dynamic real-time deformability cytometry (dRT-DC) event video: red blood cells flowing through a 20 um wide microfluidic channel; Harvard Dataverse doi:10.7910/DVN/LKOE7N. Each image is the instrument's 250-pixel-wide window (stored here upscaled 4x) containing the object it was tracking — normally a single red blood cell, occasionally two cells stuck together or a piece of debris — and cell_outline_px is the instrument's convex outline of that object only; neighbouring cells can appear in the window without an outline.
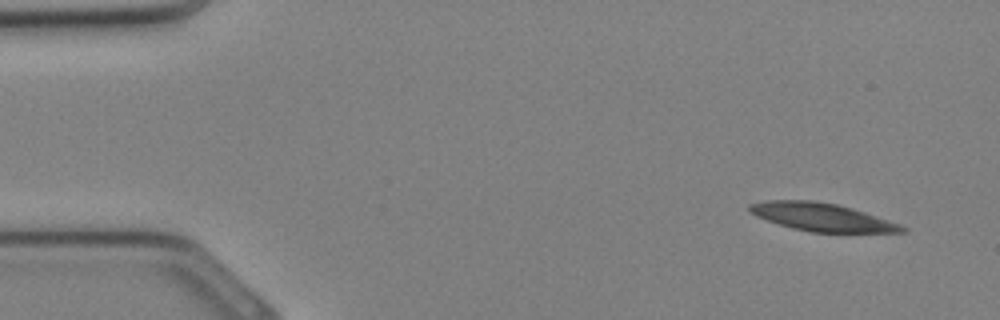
{"species": "Egyptian fruit bat (a non-hibernating species)", "species_latin": "Rousettus aegyptiacus", "temperature_condition": "cold", "stored_images_in_passage": 32, "camera_frame_rate_fps": 3000, "um_per_image_px": 0.085, "animal": {"sex": "female"}, "frame": {"image": 1, "passage_image": 1, "time_ms": 0.0, "image_size_px": [1000, 320], "cell_outline_px": [[908, 228], [904, 232], [812, 232], [792, 228], [756, 216], [748, 212], [748, 204], [764, 200], [812, 200], [836, 204], [852, 208], [900, 224]], "centroid_in_image_um": [69.81, 18.44], "position_along_channel_um": 15.2, "area_um2": 24.68}}
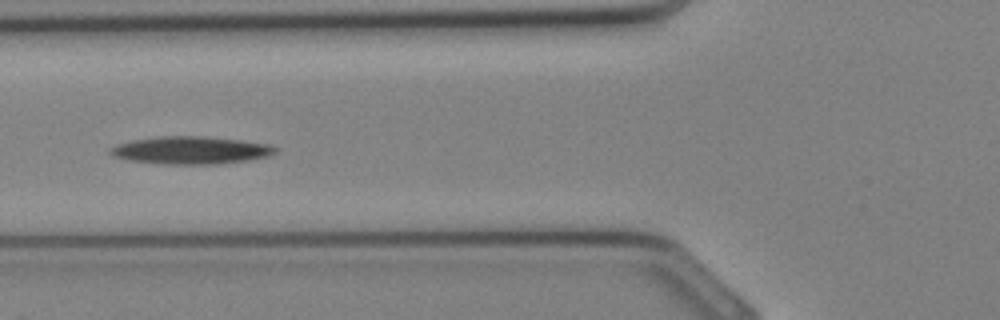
{"frame": {"image": 2, "passage_image": 11, "time_ms": 3.333, "image_size_px": [1000, 320], "cell_outline_px": [[276, 152], [268, 156], [248, 160], [216, 164], [172, 164], [132, 160], [116, 156], [108, 152], [108, 148], [116, 144], [132, 140], [156, 136], [204, 136], [240, 140], [268, 144], [276, 148]], "centroid_in_image_um": [16.21, 12.76], "position_along_channel_um": 109.6, "area_um2": 26.3}}
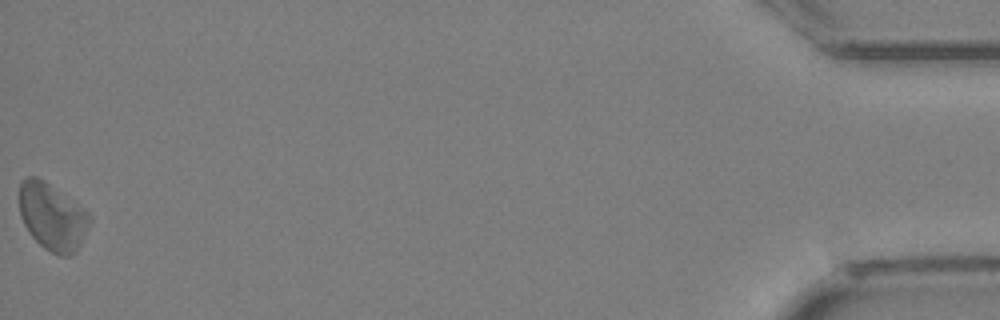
{"frame": {"image": 3, "passage_image": 32, "time_ms": 10.333, "image_size_px": [1000, 320], "cell_outline_px": [[88, 224], [80, 244], [76, 252], [68, 256], [60, 256], [44, 248], [28, 232], [20, 216], [20, 184], [24, 176], [36, 176], [48, 184], [88, 212]], "centroid_in_image_um": [4.39, 18.44], "position_along_channel_um": 430.8, "area_um2": 26.7}}